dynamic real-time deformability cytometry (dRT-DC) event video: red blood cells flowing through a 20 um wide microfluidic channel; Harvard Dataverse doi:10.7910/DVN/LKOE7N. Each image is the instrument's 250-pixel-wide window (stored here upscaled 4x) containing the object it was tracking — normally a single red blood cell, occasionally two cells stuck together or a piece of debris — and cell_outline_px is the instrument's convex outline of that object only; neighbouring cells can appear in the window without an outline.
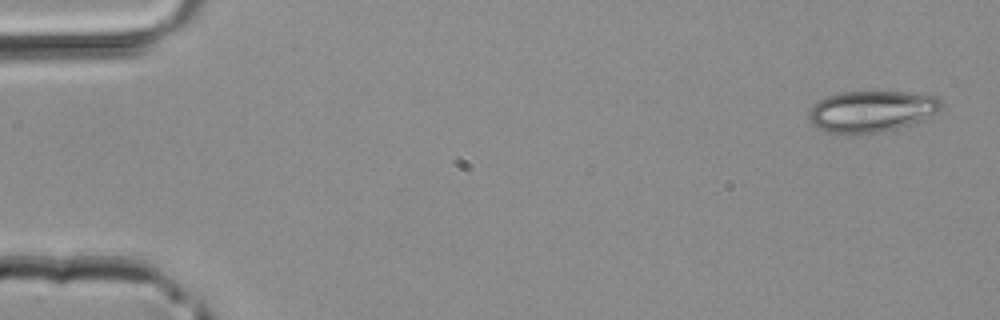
{"species": "common noctule bat (a hibernating species)", "species_latin": "Nyctalus noctula", "temperature_condition": "room temperature", "stored_images_in_passage": 42, "camera_frame_rate_fps": 3000, "um_per_image_px": 0.085, "animal": {"sex": "male", "body_mass_g": 20.4}, "frame": {"image": 1, "passage_image": 1, "time_ms": 0.0, "image_size_px": [1000, 320], "cell_outline_px": [[944, 104], [940, 112], [924, 120], [896, 128], [880, 132], [840, 136], [816, 128], [812, 124], [808, 116], [808, 112], [812, 104], [828, 96], [840, 92], [904, 92], [936, 96]], "centroid_in_image_um": [74.07, 9.49], "position_along_channel_um": 10.9, "area_um2": 32.48}}
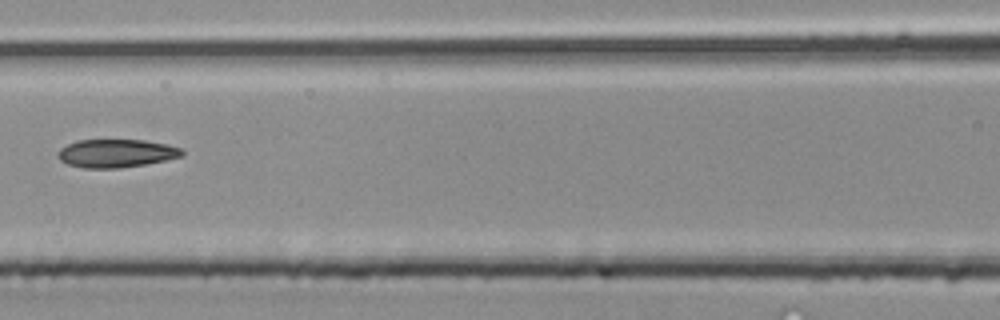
{"frame": {"image": 2, "passage_image": 19, "time_ms": 6.0, "image_size_px": [1000, 320], "cell_outline_px": [[184, 156], [144, 164], [120, 168], [84, 168], [68, 164], [60, 160], [56, 156], [56, 152], [60, 148], [76, 140], [144, 140], [168, 144], [184, 148]], "centroid_in_image_um": [9.88, 13.02], "position_along_channel_um": 156.7, "area_um2": 20.58}}
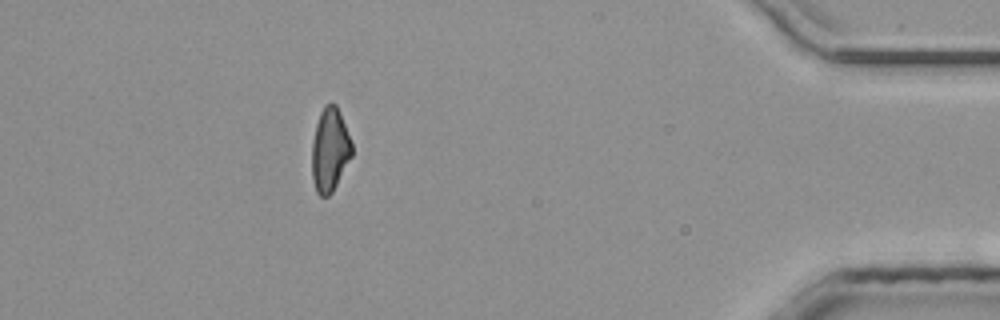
{"frame": {"image": 3, "passage_image": 38, "time_ms": 12.333, "image_size_px": [1000, 320], "cell_outline_px": [[352, 156], [332, 192], [328, 196], [320, 196], [316, 192], [312, 180], [312, 140], [316, 124], [320, 112], [324, 104], [336, 104], [352, 144]], "centroid_in_image_um": [28.02, 12.76], "position_along_channel_um": 407.2, "area_um2": 19.36}}